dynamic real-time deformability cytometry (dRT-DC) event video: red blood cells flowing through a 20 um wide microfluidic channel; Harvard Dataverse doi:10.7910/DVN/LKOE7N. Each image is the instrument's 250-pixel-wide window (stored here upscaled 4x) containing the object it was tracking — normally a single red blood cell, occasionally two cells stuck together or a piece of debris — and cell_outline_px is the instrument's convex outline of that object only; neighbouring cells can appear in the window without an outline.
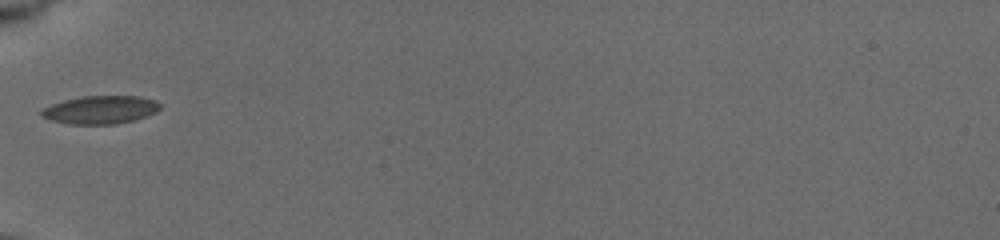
{"species": "common noctule bat (a hibernating species)", "species_latin": "Nyctalus noctula", "temperature_condition": "cold", "stored_images_in_passage": 17, "camera_frame_rate_fps": 3000, "um_per_image_px": 0.085, "animal": {"sex": "female", "body_mass_g": 19.5, "forearm_length_mm": 54.1}, "frame": {"image": 1, "passage_image": 1, "time_ms": 0.0, "image_size_px": [1000, 240], "cell_outline_px": [[160, 108], [156, 112], [132, 120], [116, 124], [68, 124], [48, 120], [40, 116], [40, 108], [64, 100], [84, 96], [140, 96], [156, 100], [160, 104]], "centroid_in_image_um": [8.48, 9.33], "position_along_channel_um": 76.5, "area_um2": 19.54}}
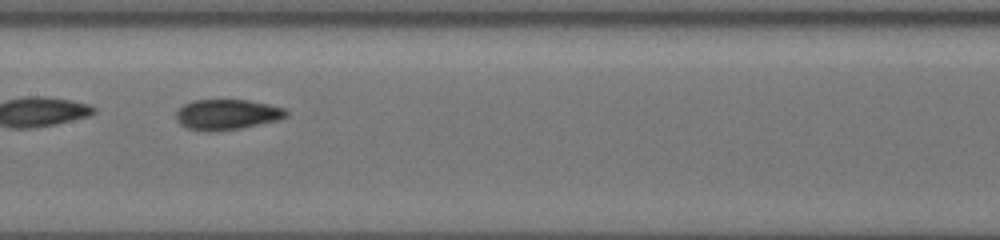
{"frame": {"image": 2, "passage_image": 10, "time_ms": 3.0, "image_size_px": [1000, 240], "cell_outline_px": [[288, 116], [276, 120], [240, 128], [208, 132], [204, 132], [188, 128], [180, 124], [176, 120], [176, 112], [184, 104], [192, 100], [248, 100], [268, 104], [284, 108], [288, 112]], "centroid_in_image_um": [19.26, 9.73], "position_along_channel_um": 188.1, "area_um2": 19.42}}